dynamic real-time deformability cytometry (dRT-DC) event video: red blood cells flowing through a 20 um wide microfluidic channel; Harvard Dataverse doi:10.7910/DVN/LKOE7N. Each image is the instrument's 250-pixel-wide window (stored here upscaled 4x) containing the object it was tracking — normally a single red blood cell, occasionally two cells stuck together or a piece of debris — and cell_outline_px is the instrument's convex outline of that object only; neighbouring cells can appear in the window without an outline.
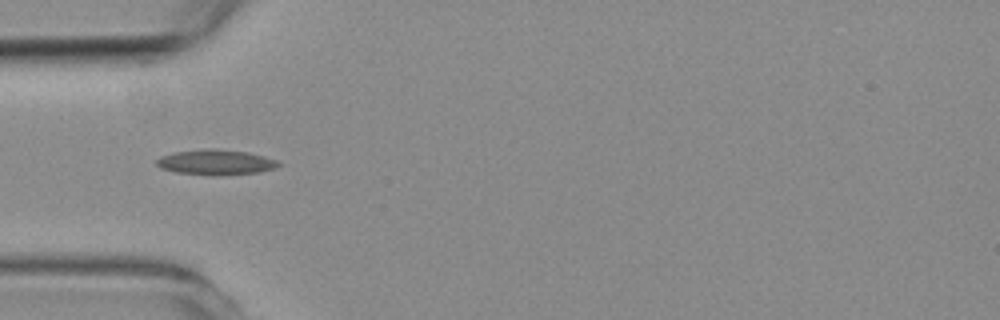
{"species": "common noctule bat (a hibernating species)", "species_latin": "Nyctalus noctula", "temperature_condition": "room temperature", "stored_images_in_passage": 5, "camera_frame_rate_fps": 3000, "um_per_image_px": 0.085, "animal": {"sex": "female", "body_mass_g": 19.3, "forearm_length_mm": 54.1}, "frame": {"image": 1, "passage_image": 2, "time_ms": 1.333, "image_size_px": [1000, 320], "cell_outline_px": [[280, 164], [276, 168], [260, 172], [216, 176], [212, 176], [176, 172], [160, 168], [156, 164], [156, 160], [160, 156], [172, 152], [212, 148], [248, 152], [264, 156], [276, 160]], "centroid_in_image_um": [18.32, 13.8], "position_along_channel_um": 66.7, "area_um2": 18.09}}
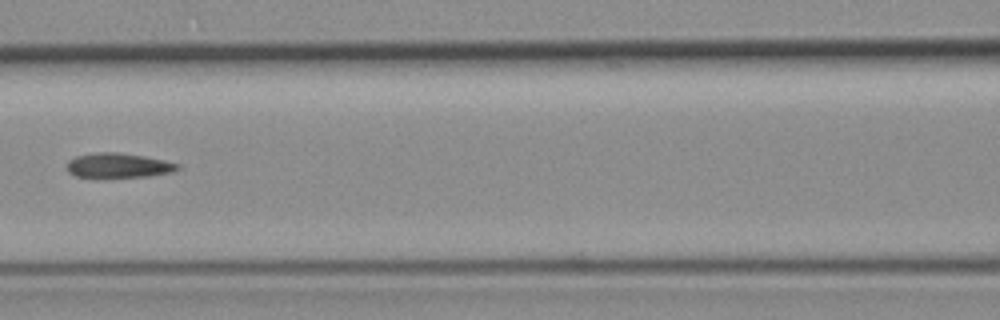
{"frame": {"image": 2, "passage_image": 4, "time_ms": 3.667, "image_size_px": [1000, 320], "cell_outline_px": [[180, 168], [172, 172], [148, 176], [76, 176], [68, 172], [68, 160], [76, 156], [96, 152], [120, 152], [144, 156], [164, 160], [180, 164]], "centroid_in_image_um": [10.09, 14.04], "position_along_channel_um": 156.5, "area_um2": 15.61}}
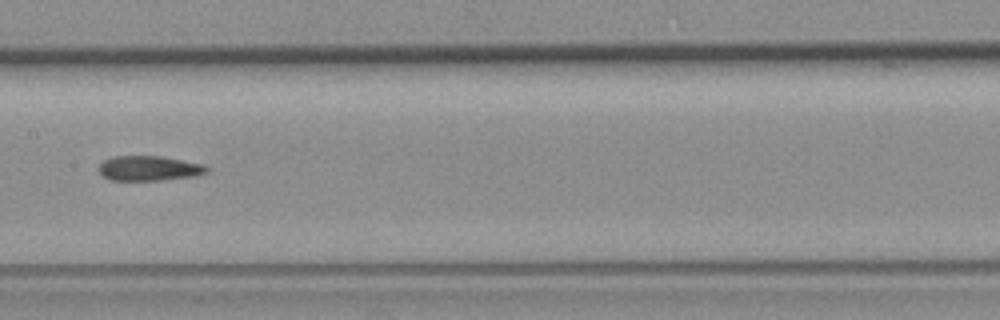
{"frame": {"image": 3, "passage_image": 5, "time_ms": 4.667, "image_size_px": [1000, 320], "cell_outline_px": [[208, 172], [196, 176], [164, 180], [112, 180], [104, 176], [100, 172], [100, 164], [104, 160], [112, 156], [160, 156], [204, 164], [208, 168]], "centroid_in_image_um": [12.7, 14.3], "position_along_channel_um": 194.7, "area_um2": 15.61}}